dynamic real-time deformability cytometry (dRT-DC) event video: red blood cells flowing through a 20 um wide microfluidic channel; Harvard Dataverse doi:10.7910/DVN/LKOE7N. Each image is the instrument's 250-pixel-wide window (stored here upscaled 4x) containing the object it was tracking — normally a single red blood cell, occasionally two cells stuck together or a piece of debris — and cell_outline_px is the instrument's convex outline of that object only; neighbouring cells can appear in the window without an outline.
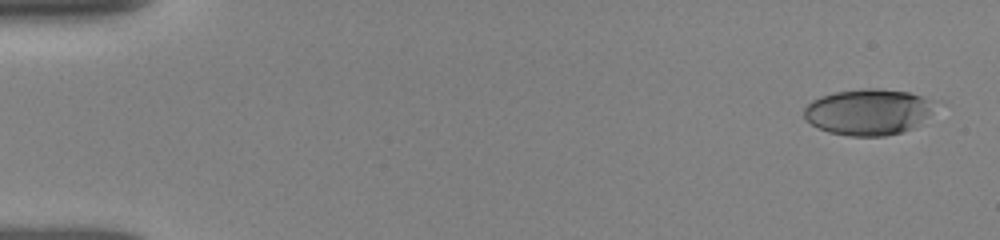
{"species": "human", "species_latin": "Homo sapiens", "temperature_condition": "room temperature", "stored_images_in_passage": 8, "camera_frame_rate_fps": 3000, "um_per_image_px": 0.085, "donor": {"sex": "female"}, "frame": {"image": 1, "passage_image": 1, "time_ms": 0.0, "image_size_px": [1000, 240], "cell_outline_px": [[932, 104], [928, 112], [916, 128], [884, 136], [848, 136], [828, 132], [812, 124], [804, 116], [804, 108], [812, 100], [820, 96], [836, 92], [864, 88], [876, 88], [908, 92], [932, 100]], "centroid_in_image_um": [73.74, 9.52], "position_along_channel_um": 11.3, "area_um2": 34.68}}
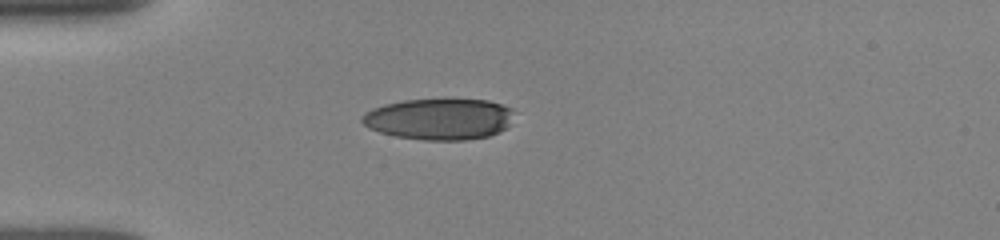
{"frame": {"image": 2, "passage_image": 5, "time_ms": 4.0, "image_size_px": [1000, 240], "cell_outline_px": [[516, 112], [512, 124], [508, 128], [500, 132], [488, 136], [464, 140], [424, 140], [396, 136], [380, 132], [368, 128], [360, 120], [360, 116], [364, 112], [372, 108], [384, 104], [404, 100], [488, 100], [512, 108]], "centroid_in_image_um": [37.37, 10.12], "position_along_channel_um": 47.6, "area_um2": 36.93}}
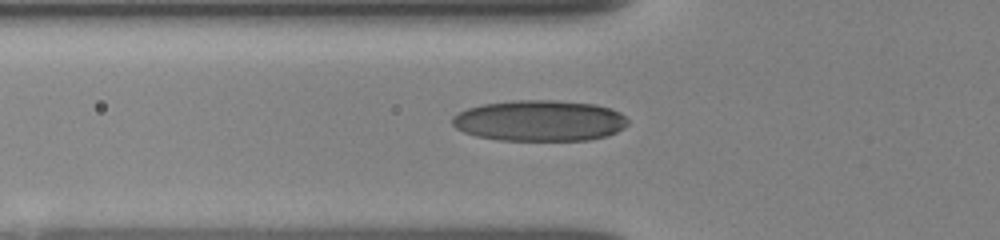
{"frame": {"image": 3, "passage_image": 7, "time_ms": 5.333, "image_size_px": [1000, 240], "cell_outline_px": [[628, 124], [624, 128], [608, 136], [588, 140], [500, 140], [476, 136], [464, 132], [456, 128], [452, 124], [452, 116], [468, 108], [484, 104], [516, 100], [552, 100], [596, 104], [612, 108], [620, 112], [628, 120]], "centroid_in_image_um": [45.9, 10.26], "position_along_channel_um": 79.9, "area_um2": 42.02}}